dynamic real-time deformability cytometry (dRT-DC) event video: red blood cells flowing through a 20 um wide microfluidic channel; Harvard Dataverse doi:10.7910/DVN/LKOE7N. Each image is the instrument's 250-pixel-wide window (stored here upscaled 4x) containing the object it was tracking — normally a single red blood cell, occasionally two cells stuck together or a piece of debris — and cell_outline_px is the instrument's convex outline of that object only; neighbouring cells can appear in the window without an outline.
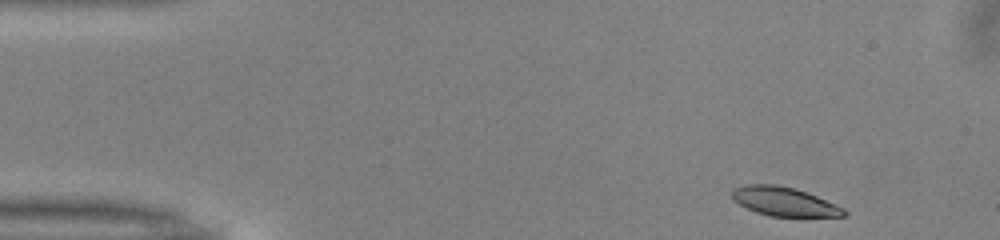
{"species": "common noctule bat (a hibernating species)", "species_latin": "Nyctalus noctula", "temperature_condition": "warm", "stored_images_in_passage": 47, "camera_frame_rate_fps": 3000, "um_per_image_px": 0.085, "animal": {"sex": "male", "body_mass_g": 13.0, "forearm_length_mm": 53.1}, "frame": {"image": 1, "passage_image": 1, "time_ms": 0.0, "image_size_px": [1000, 240], "cell_outline_px": [[848, 212], [844, 216], [772, 216], [756, 212], [740, 204], [732, 196], [732, 188], [744, 184], [776, 184], [808, 192], [836, 204], [844, 208]], "centroid_in_image_um": [66.67, 17.12], "position_along_channel_um": 18.3, "area_um2": 18.73}}
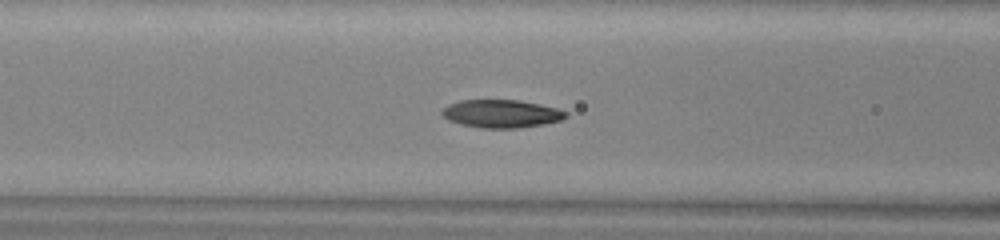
{"frame": {"image": 2, "passage_image": 16, "time_ms": 5.0, "image_size_px": [1000, 240], "cell_outline_px": [[568, 116], [560, 120], [544, 124], [520, 128], [484, 128], [460, 124], [448, 120], [440, 112], [448, 104], [460, 100], [520, 100], [540, 104], [556, 108], [568, 112]], "centroid_in_image_um": [42.62, 9.66], "position_along_channel_um": 124.0, "area_um2": 20.23}}
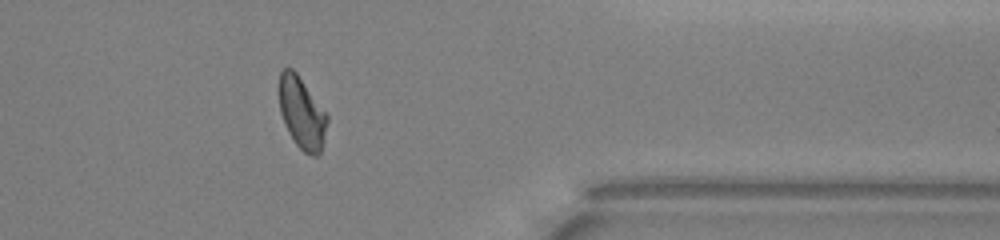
{"frame": {"image": 3, "passage_image": 37, "time_ms": 12.0, "image_size_px": [1000, 240], "cell_outline_px": [[328, 120], [320, 156], [312, 156], [304, 152], [296, 144], [288, 132], [284, 124], [280, 112], [280, 72], [284, 68], [292, 68], [296, 72], [328, 116]], "centroid_in_image_um": [25.66, 9.64], "position_along_channel_um": 385.7, "area_um2": 19.83}, "authors_computed_cell_mechanics": {"area_um2": 20.0566, "velocity_mm_per_s": 4.0064, "shape_relaxation_time_tau1_ms": 3.3599, "shape_relaxation_time_tau2_ms": 2.574, "deformation_change_tau1": 0.1306, "deformation_change_tau2": 0.0788}}